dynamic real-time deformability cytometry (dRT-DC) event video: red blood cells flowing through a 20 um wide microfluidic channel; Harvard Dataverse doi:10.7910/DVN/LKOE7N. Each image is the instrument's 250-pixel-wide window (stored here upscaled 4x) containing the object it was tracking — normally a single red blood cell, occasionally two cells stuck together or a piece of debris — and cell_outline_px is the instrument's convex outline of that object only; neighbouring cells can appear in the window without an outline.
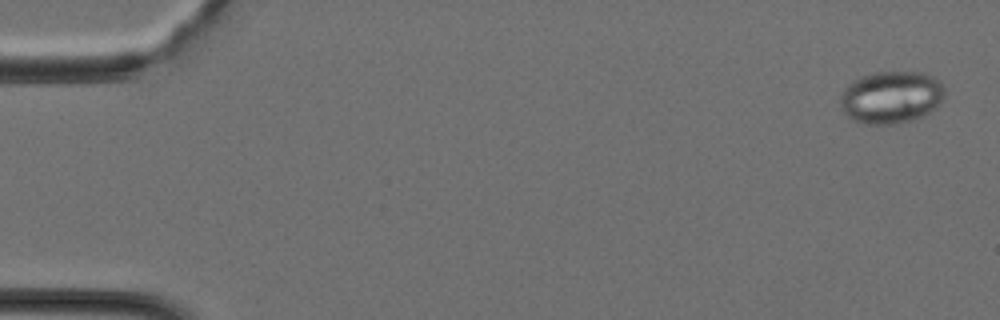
{"species": "Egyptian fruit bat (a non-hibernating species)", "species_latin": "Rousettus aegyptiacus", "temperature_condition": "cold", "stored_images_in_passage": 39, "camera_frame_rate_fps": 3000, "um_per_image_px": 0.085, "animal": {"sex": "female"}, "frame": {"image": 1, "passage_image": 2, "time_ms": 0.333, "image_size_px": [1000, 320], "cell_outline_px": [[944, 96], [940, 104], [936, 108], [924, 116], [912, 120], [892, 124], [860, 124], [852, 120], [840, 108], [840, 92], [852, 80], [860, 76], [876, 72], [924, 72], [940, 80], [944, 88]], "centroid_in_image_um": [75.73, 8.27], "position_along_channel_um": 9.3, "area_um2": 32.43}}
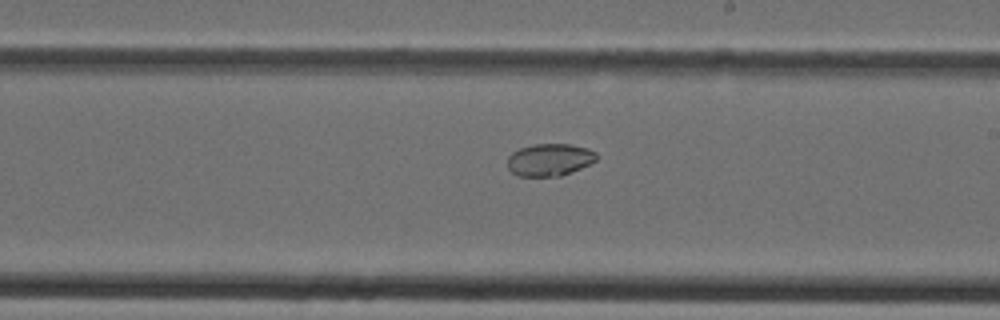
{"frame": {"image": 2, "passage_image": 23, "time_ms": 7.333, "image_size_px": [1000, 320], "cell_outline_px": [[596, 160], [580, 168], [560, 176], [516, 176], [508, 168], [508, 156], [512, 152], [520, 148], [532, 144], [568, 144], [588, 148], [596, 152]], "centroid_in_image_um": [46.68, 13.57], "position_along_channel_um": 242.3, "area_um2": 16.7}}
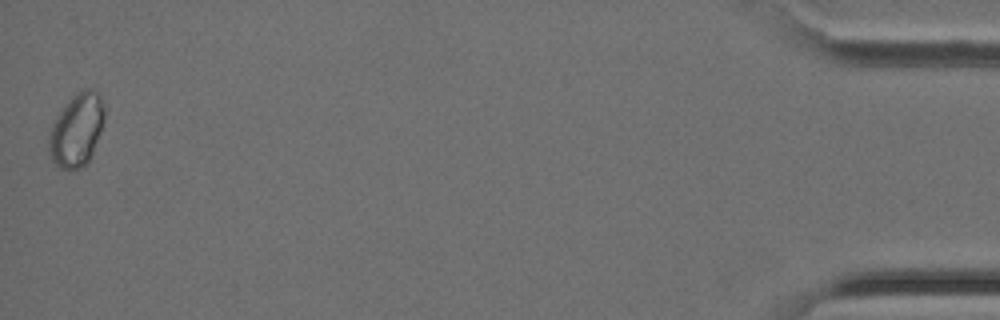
{"frame": {"image": 3, "passage_image": 39, "time_ms": 12.667, "image_size_px": [1000, 320], "cell_outline_px": [[104, 120], [100, 132], [92, 152], [88, 160], [80, 168], [68, 172], [60, 168], [52, 160], [48, 148], [48, 140], [52, 124], [60, 112], [72, 96], [76, 92], [84, 88], [88, 88], [96, 92], [100, 96], [104, 104]], "centroid_in_image_um": [6.51, 11.06], "position_along_channel_um": 428.7, "area_um2": 23.41}}